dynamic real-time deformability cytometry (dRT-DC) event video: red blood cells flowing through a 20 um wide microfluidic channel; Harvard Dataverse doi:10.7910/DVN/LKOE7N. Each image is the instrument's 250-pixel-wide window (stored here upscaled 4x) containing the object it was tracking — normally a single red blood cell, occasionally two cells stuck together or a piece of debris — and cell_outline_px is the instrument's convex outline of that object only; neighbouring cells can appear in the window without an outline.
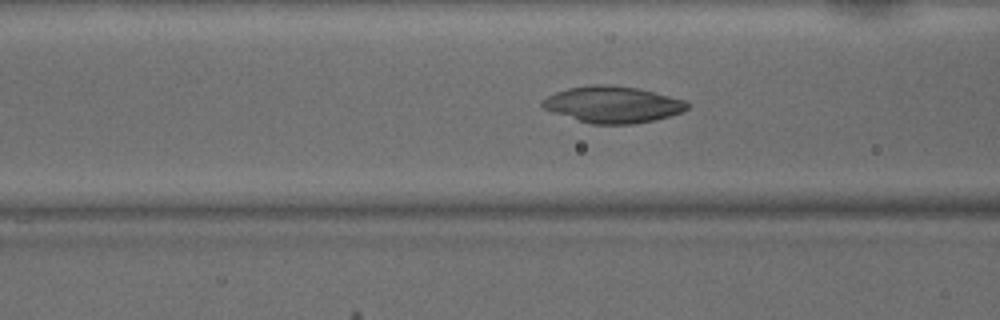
{"species": "common noctule bat (a hibernating species)", "species_latin": "Nyctalus noctula", "temperature_condition": "warm", "stored_images_in_passage": 37, "camera_frame_rate_fps": 3000, "um_per_image_px": 0.085, "animal": {"sex": "male", "body_mass_g": 15.6}, "frame": {"image": 1, "passage_image": 7, "time_ms": 2.0, "image_size_px": [1000, 320], "cell_outline_px": [[688, 108], [680, 112], [668, 116], [652, 120], [632, 124], [592, 124], [552, 112], [544, 108], [540, 104], [540, 100], [556, 92], [568, 88], [592, 84], [604, 84], [636, 88], [684, 100], [688, 104]], "centroid_in_image_um": [52.02, 8.88], "position_along_channel_um": 114.6, "area_um2": 30.35}}
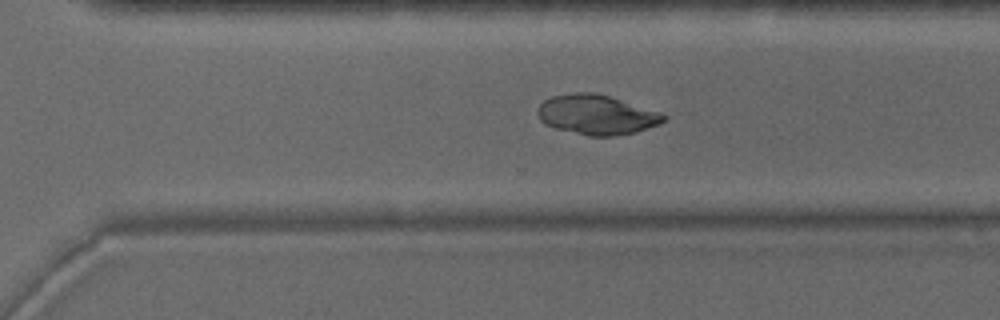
{"frame": {"image": 2, "passage_image": 22, "time_ms": 7.0, "image_size_px": [1000, 320], "cell_outline_px": [[668, 116], [660, 124], [636, 132], [612, 136], [588, 136], [556, 128], [544, 124], [540, 120], [536, 112], [540, 104], [544, 100], [552, 96], [576, 92], [596, 92], [660, 112]], "centroid_in_image_um": [50.7, 9.75], "position_along_channel_um": 319.9, "area_um2": 29.19}}
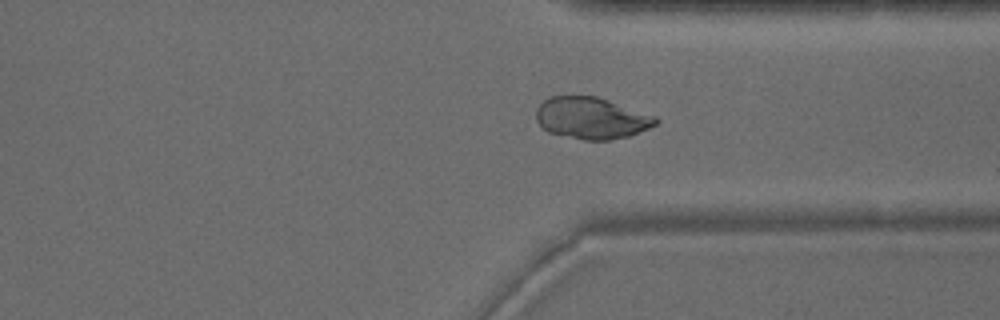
{"frame": {"image": 3, "passage_image": 25, "time_ms": 8.0, "image_size_px": [1000, 320], "cell_outline_px": [[660, 120], [656, 124], [648, 128], [628, 136], [608, 140], [584, 140], [548, 132], [536, 120], [536, 108], [548, 96], [596, 96], [656, 116]], "centroid_in_image_um": [50.26, 10.03], "position_along_channel_um": 361.1, "area_um2": 28.9}}